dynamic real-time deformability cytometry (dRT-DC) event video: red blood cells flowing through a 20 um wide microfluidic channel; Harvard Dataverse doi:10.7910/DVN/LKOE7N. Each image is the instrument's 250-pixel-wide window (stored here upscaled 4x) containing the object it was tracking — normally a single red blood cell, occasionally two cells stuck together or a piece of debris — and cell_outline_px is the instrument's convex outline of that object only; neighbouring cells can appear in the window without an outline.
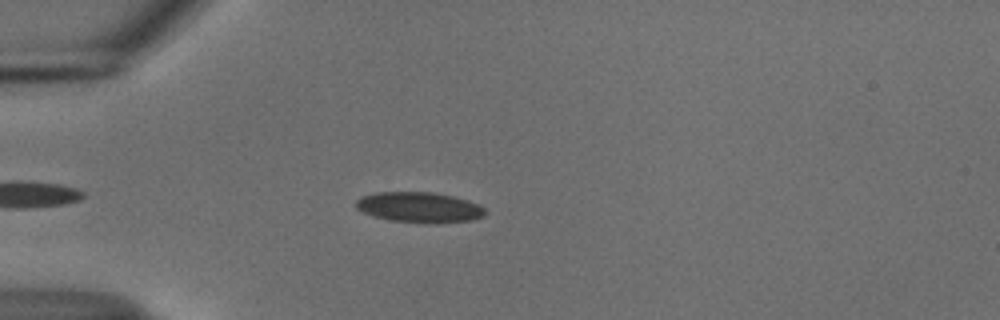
{"species": "common noctule bat (a hibernating species)", "species_latin": "Nyctalus noctula", "temperature_condition": "cold", "stored_images_in_passage": 43, "camera_frame_rate_fps": 3000, "um_per_image_px": 0.085, "animal": {"sex": "male", "body_mass_g": 18.8}, "frame": {"image": 1, "passage_image": 7, "time_ms": 2.0, "image_size_px": [1000, 320], "cell_outline_px": [[484, 216], [472, 220], [392, 220], [372, 216], [356, 208], [356, 200], [360, 196], [376, 192], [432, 192], [452, 196], [468, 200], [480, 204], [484, 208]], "centroid_in_image_um": [35.58, 17.56], "position_along_channel_um": 49.4, "area_um2": 21.85}}
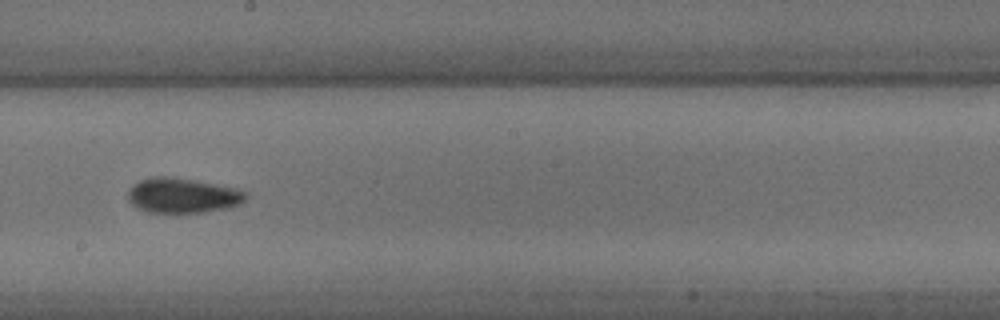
{"frame": {"image": 2, "passage_image": 23, "time_ms": 7.333, "image_size_px": [1000, 320], "cell_outline_px": [[248, 196], [240, 204], [228, 208], [200, 212], [148, 212], [136, 208], [128, 200], [128, 188], [132, 184], [140, 180], [152, 176], [168, 176], [192, 180], [236, 188], [244, 192]], "centroid_in_image_um": [15.46, 16.61], "position_along_channel_um": 232.7, "area_um2": 23.93}}
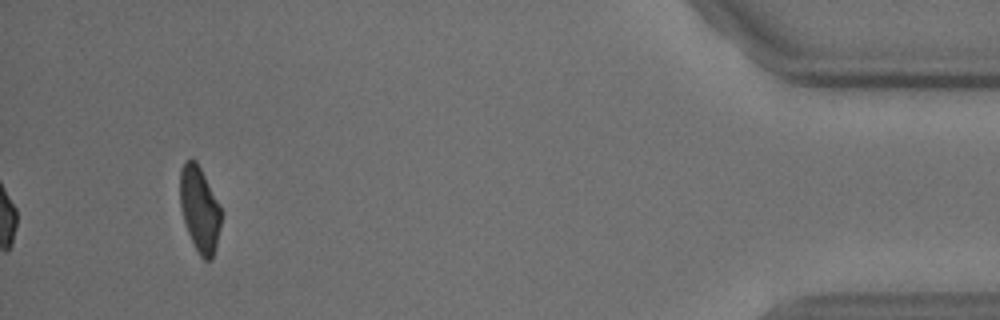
{"frame": {"image": 3, "passage_image": 43, "time_ms": 14.0, "image_size_px": [1000, 320], "cell_outline_px": [[220, 224], [216, 248], [212, 260], [204, 260], [200, 256], [188, 232], [180, 208], [180, 168], [184, 160], [192, 156], [196, 160], [220, 208]], "centroid_in_image_um": [16.93, 17.76], "position_along_channel_um": 418.3, "area_um2": 20.17}, "authors_computed_cell_mechanics": {"area_um2": 22.542, "velocity_mm_per_s": 3.7508, "shape_relaxation_time_tau1_ms": 4.2961, "shape_relaxation_time_tau2_ms": 2.8335, "deformation_change_tau1": 0.1139, "deformation_change_tau2": 0.0848}}